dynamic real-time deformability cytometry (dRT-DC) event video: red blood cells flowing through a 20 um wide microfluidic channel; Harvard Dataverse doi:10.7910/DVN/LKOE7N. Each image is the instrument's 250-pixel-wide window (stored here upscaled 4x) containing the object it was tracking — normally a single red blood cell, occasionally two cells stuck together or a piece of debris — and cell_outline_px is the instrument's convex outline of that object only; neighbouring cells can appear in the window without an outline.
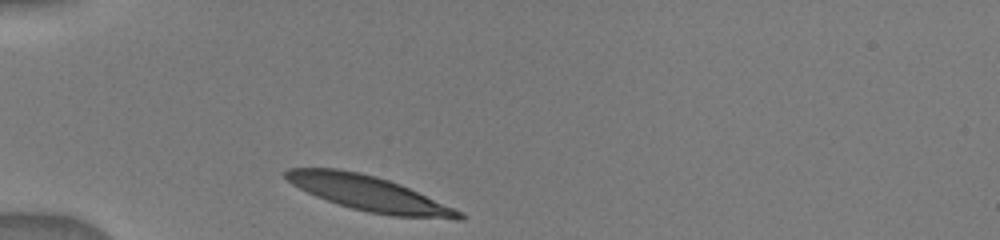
{"species": "human", "species_latin": "Homo sapiens", "temperature_condition": "warm", "stored_images_in_passage": 4, "camera_frame_rate_fps": 3000, "um_per_image_px": 0.085, "donor": {"sex": "male"}, "frame": {"image": 1, "passage_image": 1, "time_ms": 0.0, "image_size_px": [1000, 240], "cell_outline_px": [[464, 220], [456, 220], [392, 216], [368, 212], [352, 208], [316, 196], [292, 184], [284, 176], [284, 172], [288, 168], [336, 168], [360, 172], [376, 176], [400, 184], [464, 212]], "centroid_in_image_um": [31.43, 16.46], "position_along_channel_um": 53.6, "area_um2": 35.26}}
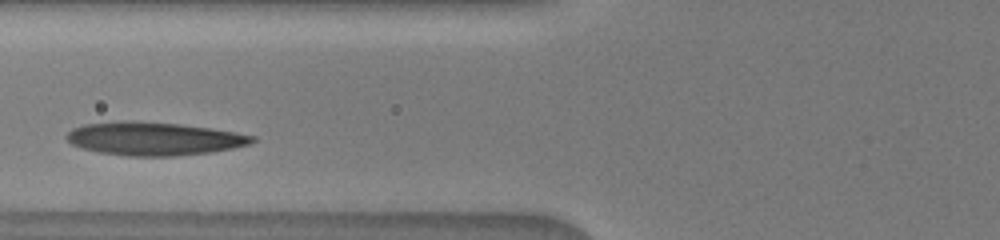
{"frame": {"image": 2, "passage_image": 3, "time_ms": 2.0, "image_size_px": [1000, 240], "cell_outline_px": [[256, 140], [248, 144], [232, 148], [212, 152], [176, 156], [128, 156], [100, 152], [84, 148], [72, 144], [64, 136], [72, 128], [84, 124], [124, 120], [132, 120], [180, 124], [212, 128], [236, 132], [256, 136]], "centroid_in_image_um": [13.09, 11.78], "position_along_channel_um": 112.7, "area_um2": 36.07}}